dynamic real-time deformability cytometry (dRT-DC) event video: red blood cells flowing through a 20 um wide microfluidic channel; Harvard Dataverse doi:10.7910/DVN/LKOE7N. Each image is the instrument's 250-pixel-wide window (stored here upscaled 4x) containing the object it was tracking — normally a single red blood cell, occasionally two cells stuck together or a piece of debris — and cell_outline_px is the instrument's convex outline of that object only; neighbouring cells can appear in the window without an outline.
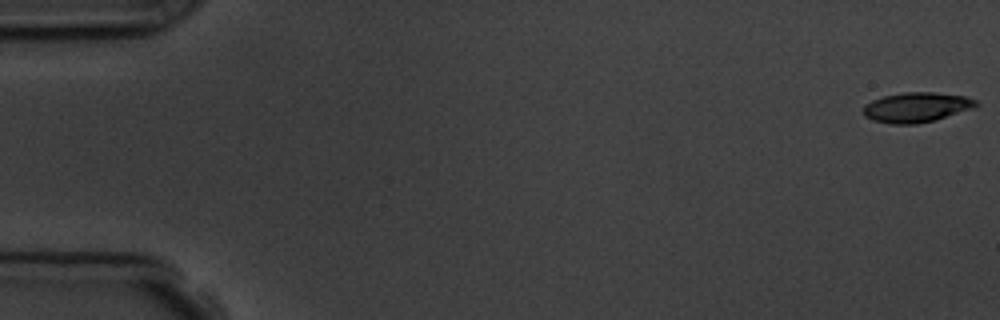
{"species": "common noctule bat (a hibernating species)", "species_latin": "Nyctalus noctula", "temperature_condition": "room temperature", "stored_images_in_passage": 6, "camera_frame_rate_fps": 3000, "um_per_image_px": 0.085, "animal": {"sex": "male", "body_mass_g": 19.5, "forearm_length_mm": 54.6}, "frame": {"image": 1, "passage_image": 1, "time_ms": 0.0, "image_size_px": [1000, 320], "cell_outline_px": [[980, 104], [972, 108], [932, 120], [916, 124], [892, 124], [872, 120], [864, 116], [864, 104], [872, 100], [884, 96], [904, 92], [932, 92], [964, 96], [976, 100]], "centroid_in_image_um": [77.86, 9.11], "position_along_channel_um": 7.1, "area_um2": 19.36}}
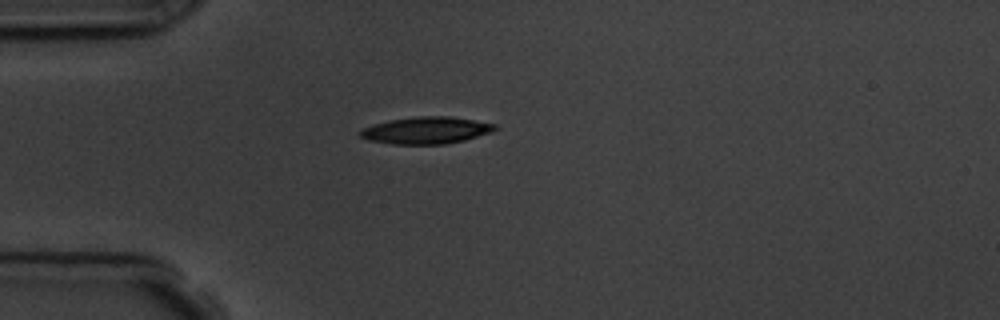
{"frame": {"image": 2, "passage_image": 5, "time_ms": 4.667, "image_size_px": [1000, 320], "cell_outline_px": [[496, 128], [492, 132], [464, 140], [444, 144], [392, 144], [368, 140], [360, 136], [360, 128], [372, 124], [392, 120], [416, 116], [448, 116], [496, 124]], "centroid_in_image_um": [36.19, 11.08], "position_along_channel_um": 48.8, "area_um2": 21.04}}